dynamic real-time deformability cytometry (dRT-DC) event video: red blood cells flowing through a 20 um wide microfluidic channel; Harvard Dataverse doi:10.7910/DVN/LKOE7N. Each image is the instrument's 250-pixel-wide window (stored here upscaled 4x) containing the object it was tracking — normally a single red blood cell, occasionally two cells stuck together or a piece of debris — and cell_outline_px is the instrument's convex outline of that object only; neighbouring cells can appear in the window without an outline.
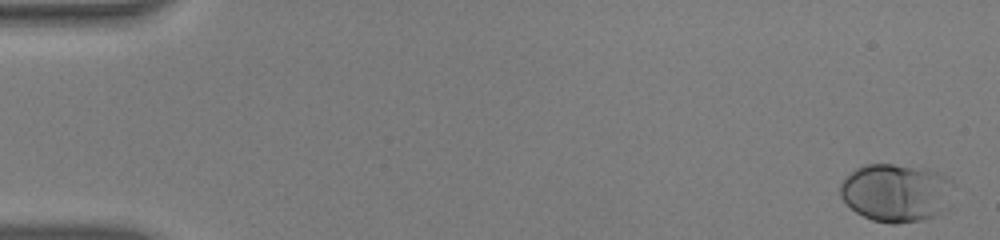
{"species": "human", "species_latin": "Homo sapiens", "temperature_condition": "warm", "stored_images_in_passage": 55, "camera_frame_rate_fps": 3000, "um_per_image_px": 0.085, "donor": {"sex": "male"}, "frame": {"image": 1, "passage_image": 2, "time_ms": 0.333, "image_size_px": [1000, 240], "cell_outline_px": [[952, 180], [932, 216], [920, 220], [896, 224], [892, 224], [872, 220], [856, 212], [840, 196], [840, 184], [844, 176], [856, 168], [864, 164], [892, 164], [928, 168]], "centroid_in_image_um": [75.97, 16.33], "position_along_channel_um": 9.0, "area_um2": 36.88}}
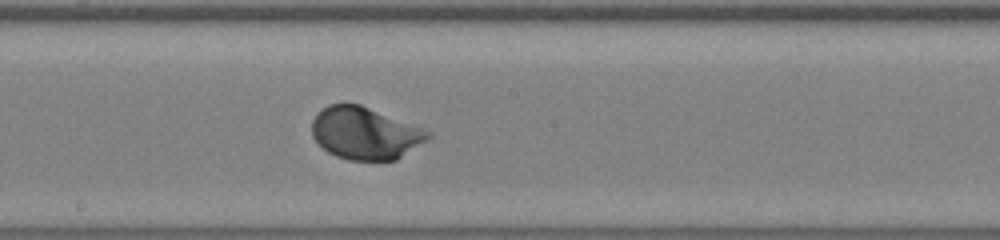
{"frame": {"image": 2, "passage_image": 31, "time_ms": 10.0, "image_size_px": [1000, 240], "cell_outline_px": [[432, 136], [396, 160], [348, 160], [336, 156], [328, 152], [312, 136], [312, 120], [316, 112], [320, 108], [328, 104], [360, 104], [424, 128], [432, 132]], "centroid_in_image_um": [31.02, 11.31], "position_along_channel_um": 217.2, "area_um2": 35.37}}
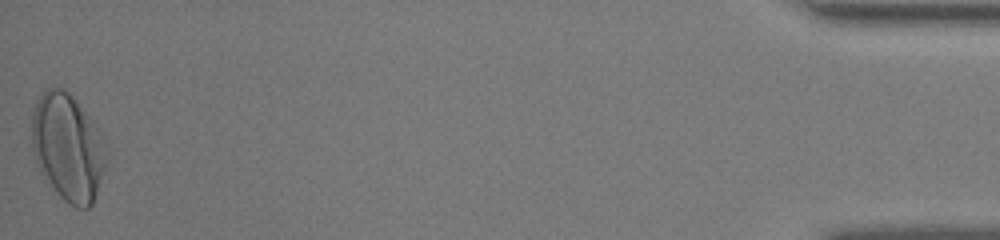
{"frame": {"image": 3, "passage_image": 55, "time_ms": 18.0, "image_size_px": [1000, 240], "cell_outline_px": [[108, 160], [92, 204], [88, 208], [76, 208], [68, 204], [60, 196], [40, 172], [32, 148], [32, 116], [36, 100], [48, 88], [64, 88], [68, 92], [100, 132], [108, 148]], "centroid_in_image_um": [5.78, 12.55], "position_along_channel_um": 429.4, "area_um2": 46.3}, "authors_computed_cell_mechanics": {"area_um2": 34.5644, "velocity_mm_per_s": 3.8279, "shape_relaxation_time_tau1_ms": 2.0317, "shape_relaxation_time_tau2_ms": null, "deformation_change_tau1": 0.1653, "deformation_change_tau2": null}}